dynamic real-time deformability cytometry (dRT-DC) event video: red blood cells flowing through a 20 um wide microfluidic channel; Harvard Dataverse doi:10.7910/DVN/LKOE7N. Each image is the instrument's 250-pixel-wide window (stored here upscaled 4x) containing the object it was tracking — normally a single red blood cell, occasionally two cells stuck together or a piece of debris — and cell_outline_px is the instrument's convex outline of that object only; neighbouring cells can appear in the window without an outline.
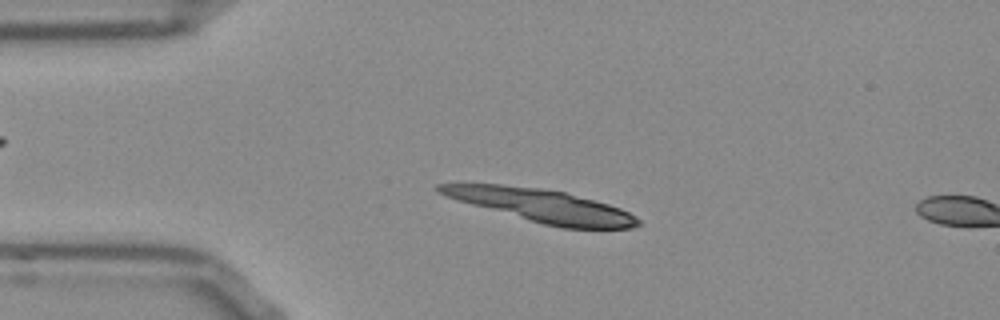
{"species": "Egyptian fruit bat (a non-hibernating species)", "species_latin": "Rousettus aegyptiacus", "temperature_condition": "room temperature", "stored_images_in_passage": 13, "camera_frame_rate_fps": 3000, "um_per_image_px": 0.085, "frame": {"image": 1, "passage_image": 11, "time_ms": 3.333, "image_size_px": [1000, 320], "cell_outline_px": [[640, 224], [632, 228], [564, 228], [544, 224], [456, 200], [444, 196], [436, 192], [432, 188], [436, 184], [500, 184], [540, 188], [564, 192], [608, 204], [620, 208], [628, 212], [640, 220]], "centroid_in_image_um": [45.99, 17.47], "position_along_channel_um": 39.0, "area_um2": 37.57}}